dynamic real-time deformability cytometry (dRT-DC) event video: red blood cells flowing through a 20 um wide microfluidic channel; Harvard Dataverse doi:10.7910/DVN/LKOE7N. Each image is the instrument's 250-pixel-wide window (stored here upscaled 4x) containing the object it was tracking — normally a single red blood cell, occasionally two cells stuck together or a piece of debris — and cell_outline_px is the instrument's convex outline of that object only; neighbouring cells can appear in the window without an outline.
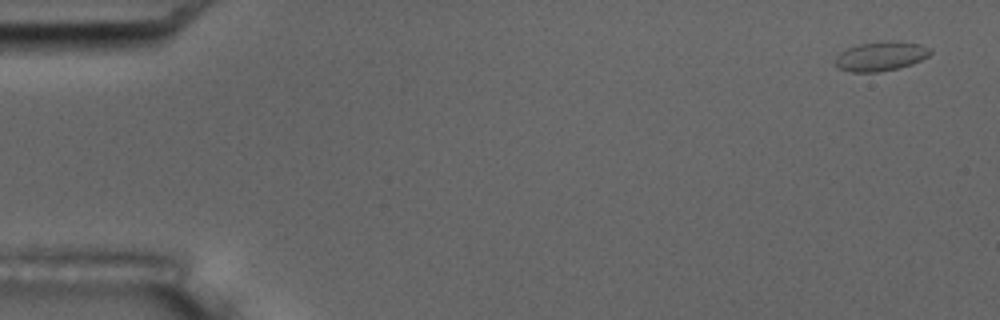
{"species": "common noctule bat (a hibernating species)", "species_latin": "Nyctalus noctula", "temperature_condition": "room temperature", "stored_images_in_passage": 6, "segment_of_instrument_passage": [2, 2], "camera_frame_rate_fps": 3000, "um_per_image_px": 0.085, "animal": {"sex": "male", "body_mass_g": 17.5, "forearm_length_mm": 52.3}, "frame": {"image": 1, "passage_image": 6, "time_ms": 6.667, "image_size_px": [1000, 320], "cell_outline_px": [[932, 52], [928, 56], [912, 64], [896, 68], [876, 72], [852, 72], [840, 68], [836, 64], [836, 56], [840, 52], [848, 48], [860, 44], [888, 40], [900, 40], [920, 44], [932, 48]], "centroid_in_image_um": [74.91, 4.75], "position_along_channel_um": 10.1, "area_um2": 16.24}}